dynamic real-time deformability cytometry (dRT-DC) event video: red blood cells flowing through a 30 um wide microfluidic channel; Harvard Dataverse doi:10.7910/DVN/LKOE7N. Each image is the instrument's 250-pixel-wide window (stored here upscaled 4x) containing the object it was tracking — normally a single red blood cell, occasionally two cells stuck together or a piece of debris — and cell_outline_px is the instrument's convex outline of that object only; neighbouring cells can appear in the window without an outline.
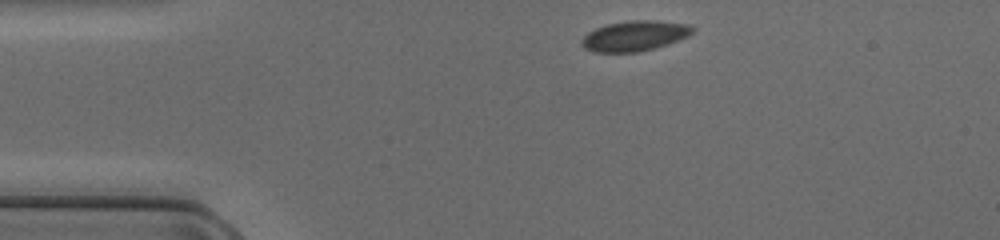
{"species": "common noctule bat (a hibernating species)", "species_latin": "Nyctalus noctula", "temperature_condition": "cold", "stored_images_in_passage": 40, "camera_frame_rate_fps": 3000, "um_per_image_px": 0.085, "animal": {"sex": "female", "body_mass_g": 17.0, "forearm_length_mm": 48.0}, "frame": {"image": 1, "passage_image": 1, "time_ms": 0.0, "image_size_px": [1000, 240], "cell_outline_px": [[696, 28], [688, 36], [652, 48], [636, 52], [596, 52], [584, 48], [580, 44], [580, 40], [588, 32], [596, 28], [608, 24], [628, 20], [656, 20], [688, 24]], "centroid_in_image_um": [53.91, 3.03], "position_along_channel_um": 31.1, "area_um2": 19.36}}
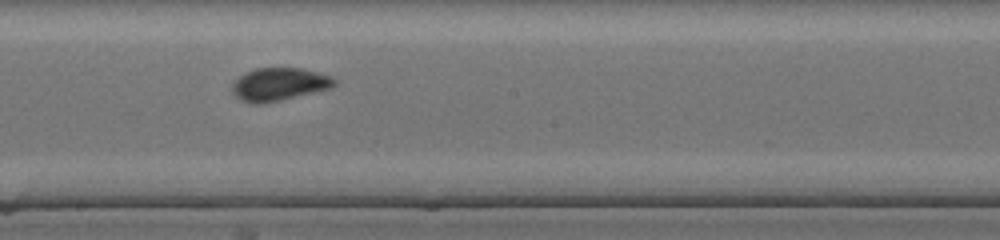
{"frame": {"image": 2, "passage_image": 18, "time_ms": 5.667, "image_size_px": [1000, 240], "cell_outline_px": [[336, 84], [332, 88], [280, 100], [260, 104], [256, 104], [240, 100], [232, 92], [232, 84], [240, 76], [256, 68], [300, 68], [332, 76], [336, 80]], "centroid_in_image_um": [23.74, 7.17], "position_along_channel_um": 224.5, "area_um2": 19.42}}
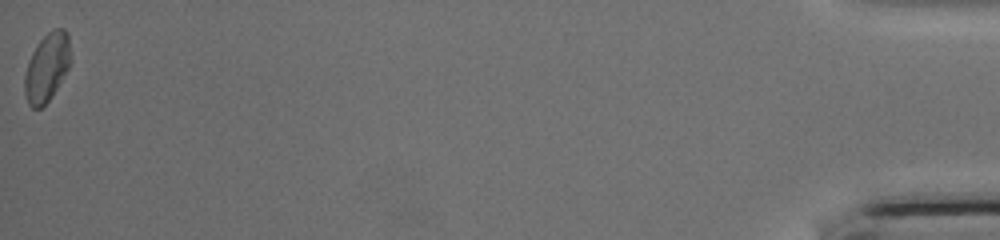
{"frame": {"image": 3, "passage_image": 40, "time_ms": 13.0, "image_size_px": [1000, 240], "cell_outline_px": [[68, 68], [52, 96], [40, 108], [32, 108], [28, 104], [24, 92], [24, 76], [32, 52], [40, 40], [52, 28], [64, 28], [68, 36]], "centroid_in_image_um": [3.94, 5.74], "position_along_channel_um": 431.3, "area_um2": 17.8}}